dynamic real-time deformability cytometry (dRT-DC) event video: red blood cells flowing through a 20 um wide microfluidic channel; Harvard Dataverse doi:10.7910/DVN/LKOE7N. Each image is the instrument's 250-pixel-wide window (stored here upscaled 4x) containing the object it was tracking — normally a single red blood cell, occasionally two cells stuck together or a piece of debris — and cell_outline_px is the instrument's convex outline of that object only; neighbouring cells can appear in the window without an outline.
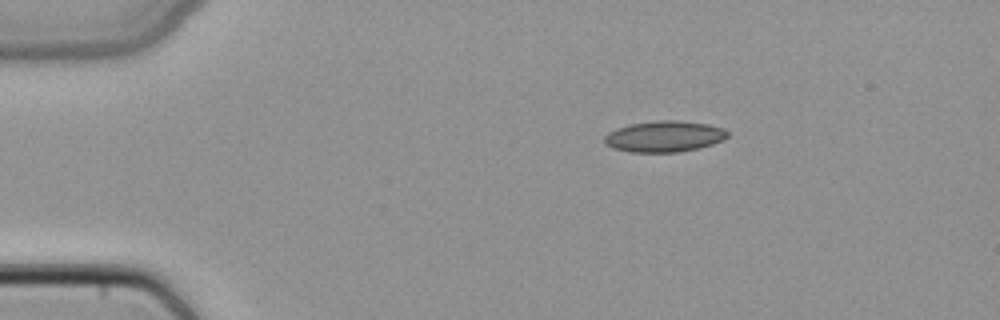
{"species": "common noctule bat (a hibernating species)", "species_latin": "Nyctalus noctula", "temperature_condition": "cold", "stored_images_in_passage": 41, "camera_frame_rate_fps": 3000, "um_per_image_px": 0.085, "animal": {"sex": "female", "body_mass_g": 22.7, "forearm_length_mm": 54.2}, "frame": {"image": 1, "passage_image": 1, "time_ms": 0.0, "image_size_px": [1000, 320], "cell_outline_px": [[728, 136], [724, 140], [700, 148], [680, 152], [628, 152], [612, 148], [604, 144], [604, 136], [608, 132], [616, 128], [628, 124], [656, 120], [676, 120], [708, 124], [724, 128], [728, 132]], "centroid_in_image_um": [56.45, 11.6], "position_along_channel_um": 28.6, "area_um2": 22.66}}
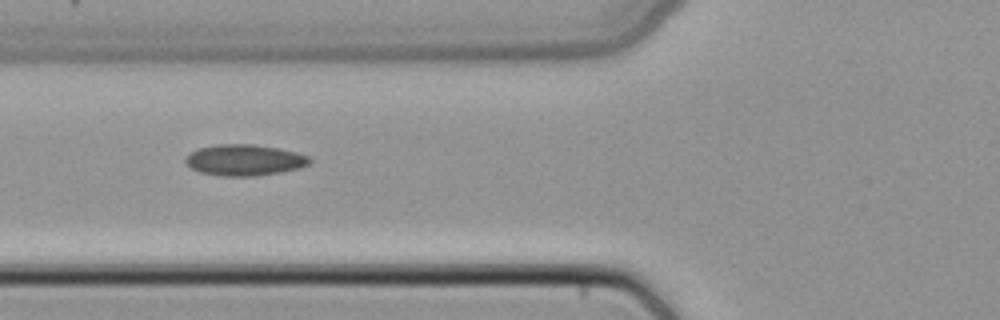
{"frame": {"image": 2, "passage_image": 11, "time_ms": 3.333, "image_size_px": [1000, 320], "cell_outline_px": [[312, 160], [308, 164], [300, 168], [280, 172], [256, 176], [224, 176], [200, 172], [192, 168], [184, 160], [184, 156], [188, 152], [196, 148], [216, 144], [252, 144], [276, 148], [296, 152], [308, 156]], "centroid_in_image_um": [20.73, 13.6], "position_along_channel_um": 105.1, "area_um2": 22.6}}
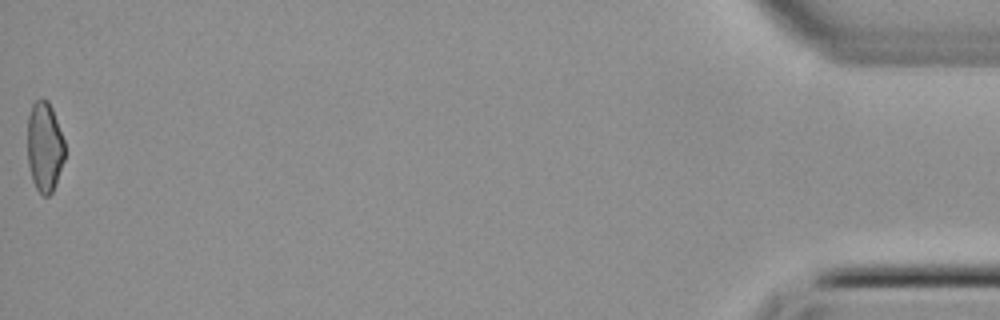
{"frame": {"image": 3, "passage_image": 41, "time_ms": 13.333, "image_size_px": [1000, 320], "cell_outline_px": [[64, 160], [52, 192], [48, 196], [44, 196], [36, 188], [32, 180], [28, 164], [28, 116], [32, 104], [40, 96], [48, 100], [52, 108], [64, 140]], "centroid_in_image_um": [3.78, 12.44], "position_along_channel_um": 431.4, "area_um2": 19.54}}